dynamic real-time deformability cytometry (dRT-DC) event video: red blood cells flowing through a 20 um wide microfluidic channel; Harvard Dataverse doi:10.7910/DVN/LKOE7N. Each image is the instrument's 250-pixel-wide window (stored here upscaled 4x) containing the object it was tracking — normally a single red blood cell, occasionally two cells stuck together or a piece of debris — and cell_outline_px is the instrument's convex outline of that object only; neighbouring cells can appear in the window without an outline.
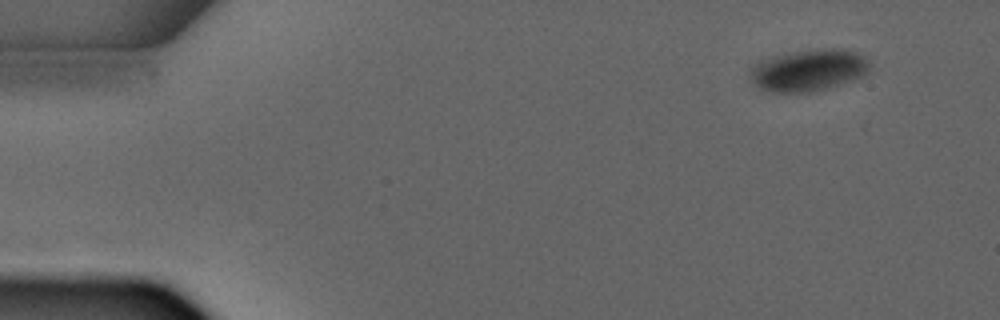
{"species": "common noctule bat (a hibernating species)", "species_latin": "Nyctalus noctula", "temperature_condition": "warm", "stored_images_in_passage": 2, "camera_frame_rate_fps": 3000, "um_per_image_px": 0.085, "animal": {"sex": "male", "forearm_length_mm": 52.5}, "frame": {"image": 1, "passage_image": 1, "time_ms": 0.0, "image_size_px": [1000, 320], "cell_outline_px": [[868, 72], [852, 80], [840, 84], [812, 92], [772, 92], [760, 88], [748, 80], [748, 68], [760, 60], [776, 56], [796, 52], [828, 48], [840, 48], [856, 52], [864, 56], [868, 60]], "centroid_in_image_um": [68.67, 5.98], "position_along_channel_um": 16.3, "area_um2": 29.02}}